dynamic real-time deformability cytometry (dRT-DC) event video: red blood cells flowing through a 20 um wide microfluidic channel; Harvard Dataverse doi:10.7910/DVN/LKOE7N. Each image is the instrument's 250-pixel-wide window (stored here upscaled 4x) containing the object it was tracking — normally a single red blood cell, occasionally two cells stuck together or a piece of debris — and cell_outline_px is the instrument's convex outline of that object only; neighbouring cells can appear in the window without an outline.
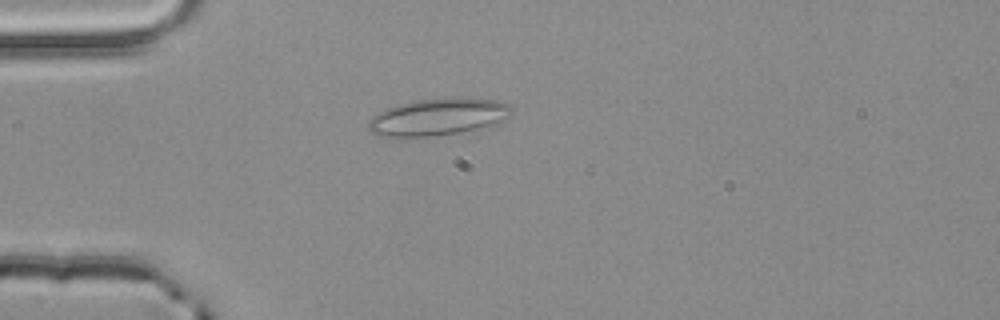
{"species": "common noctule bat (a hibernating species)", "species_latin": "Nyctalus noctula", "temperature_condition": "room temperature", "stored_images_in_passage": 2, "camera_frame_rate_fps": 3000, "um_per_image_px": 0.085, "animal": {"sex": "male", "body_mass_g": 20.4}, "frame": {"image": 1, "passage_image": 2, "time_ms": 0.333, "image_size_px": [1000, 320], "cell_outline_px": [[512, 116], [500, 124], [460, 132], [404, 140], [400, 140], [376, 136], [368, 128], [368, 120], [376, 112], [400, 104], [420, 100], [444, 96], [452, 96], [496, 100], [508, 104], [512, 108]], "centroid_in_image_um": [37.21, 9.97], "position_along_channel_um": 47.8, "area_um2": 32.25}}